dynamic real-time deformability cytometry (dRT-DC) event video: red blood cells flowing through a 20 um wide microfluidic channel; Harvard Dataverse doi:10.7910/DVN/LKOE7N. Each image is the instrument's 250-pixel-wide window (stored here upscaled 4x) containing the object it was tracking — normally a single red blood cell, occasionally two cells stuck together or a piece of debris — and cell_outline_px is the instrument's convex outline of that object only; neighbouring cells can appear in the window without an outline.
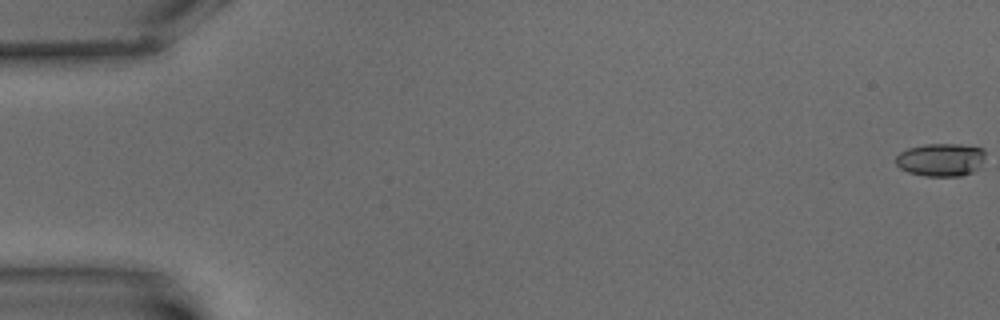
{"species": "common noctule bat (a hibernating species)", "species_latin": "Nyctalus noctula", "temperature_condition": "warm", "stored_images_in_passage": 6, "camera_frame_rate_fps": 3000, "um_per_image_px": 0.085, "animal": {"sex": "male", "body_mass_g": 15.6}, "frame": {"image": 1, "passage_image": 1, "time_ms": 0.0, "image_size_px": [1000, 320], "cell_outline_px": [[984, 156], [980, 168], [972, 172], [960, 176], [924, 176], [908, 172], [900, 168], [896, 164], [896, 156], [900, 152], [908, 148], [924, 144], [960, 144], [984, 148]], "centroid_in_image_um": [79.97, 13.57], "position_along_channel_um": 5.0, "area_um2": 17.34}}
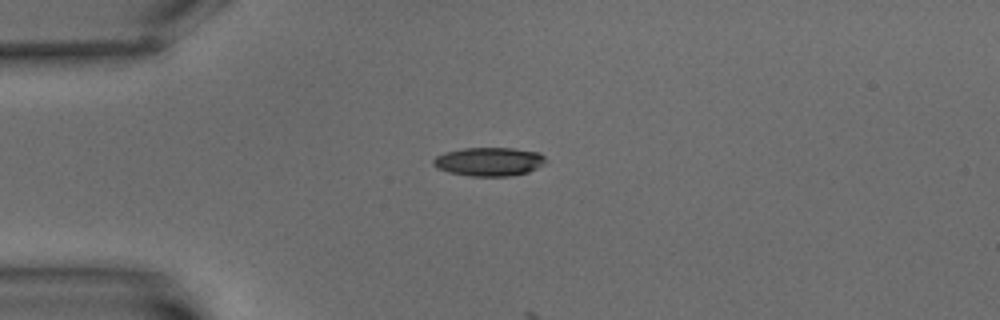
{"frame": {"image": 2, "passage_image": 4, "time_ms": 5.667, "image_size_px": [1000, 320], "cell_outline_px": [[548, 160], [544, 164], [528, 172], [508, 176], [468, 176], [448, 172], [436, 168], [432, 164], [432, 160], [436, 156], [444, 152], [464, 148], [512, 148], [540, 152]], "centroid_in_image_um": [41.56, 13.74], "position_along_channel_um": 43.4, "area_um2": 18.96}}